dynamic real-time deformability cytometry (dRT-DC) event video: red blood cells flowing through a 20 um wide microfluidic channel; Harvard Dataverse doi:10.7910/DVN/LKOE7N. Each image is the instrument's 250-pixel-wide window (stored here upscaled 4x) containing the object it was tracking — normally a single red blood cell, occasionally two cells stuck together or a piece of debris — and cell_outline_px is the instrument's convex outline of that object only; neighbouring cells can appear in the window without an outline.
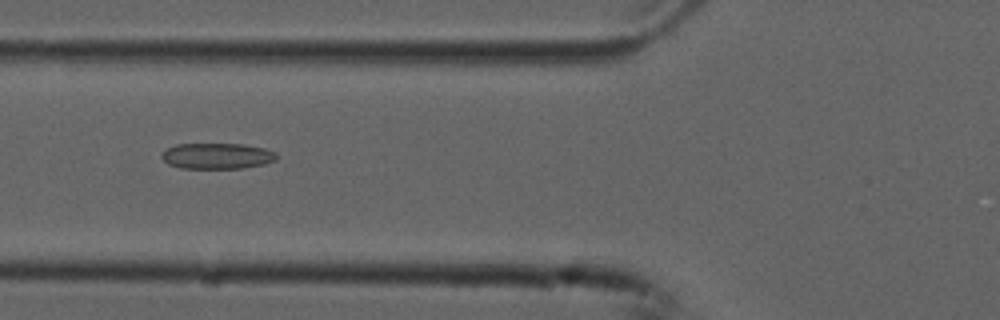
{"species": "common noctule bat (a hibernating species)", "species_latin": "Nyctalus noctula", "temperature_condition": "cold", "stored_images_in_passage": 7, "camera_frame_rate_fps": 3000, "um_per_image_px": 0.085, "animal": {"sex": "male", "forearm_length_mm": 52.5}, "frame": {"image": 1, "passage_image": 6, "time_ms": 1.667, "image_size_px": [1000, 320], "cell_outline_px": [[276, 160], [264, 164], [244, 168], [180, 168], [168, 164], [160, 156], [160, 152], [164, 148], [176, 144], [244, 144], [264, 148], [276, 152]], "centroid_in_image_um": [18.4, 13.25], "position_along_channel_um": 107.4, "area_um2": 17.51}}
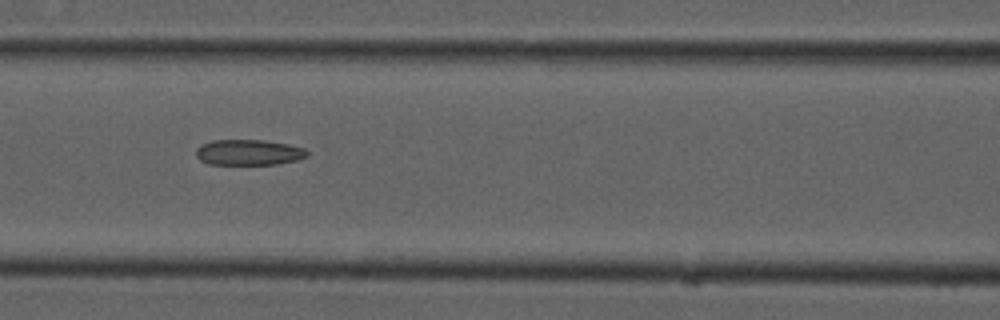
{"frame": {"image": 2, "passage_image": 7, "time_ms": 2.0, "image_size_px": [1000, 320], "cell_outline_px": [[308, 156], [296, 160], [276, 164], [208, 164], [200, 160], [196, 156], [196, 148], [212, 140], [264, 140], [288, 144], [304, 148], [308, 152]], "centroid_in_image_um": [21.14, 12.95], "position_along_channel_um": 145.5, "area_um2": 16.53}}